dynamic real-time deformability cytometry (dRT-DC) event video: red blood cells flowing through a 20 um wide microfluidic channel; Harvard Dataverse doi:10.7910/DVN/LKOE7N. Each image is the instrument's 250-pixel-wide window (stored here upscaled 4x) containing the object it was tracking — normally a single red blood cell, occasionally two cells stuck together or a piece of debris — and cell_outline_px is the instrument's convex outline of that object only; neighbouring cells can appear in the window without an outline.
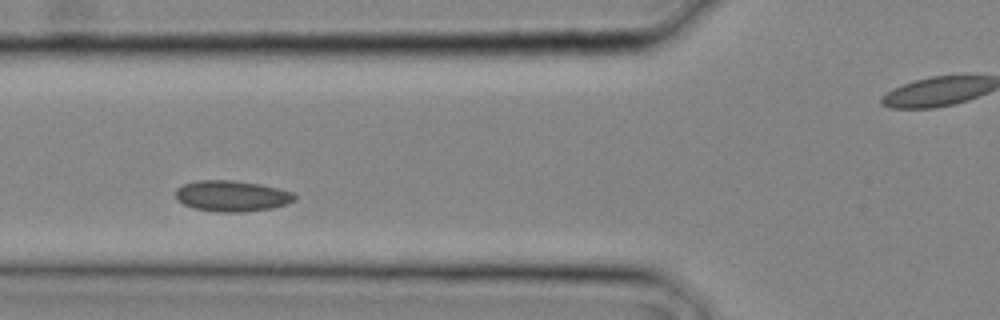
{"species": "common noctule bat (a hibernating species)", "species_latin": "Nyctalus noctula", "temperature_condition": "cold", "stored_images_in_passage": 13, "camera_frame_rate_fps": 3000, "um_per_image_px": 0.085, "animal": {"sex": "male", "body_mass_g": 20.4}, "frame": {"image": 1, "passage_image": 6, "time_ms": 1.667, "image_size_px": [1000, 320], "cell_outline_px": [[296, 200], [272, 208], [240, 212], [216, 212], [196, 208], [184, 204], [176, 200], [176, 188], [184, 184], [196, 180], [232, 180], [260, 184], [292, 192], [296, 196]], "centroid_in_image_um": [19.68, 16.65], "position_along_channel_um": 106.1, "area_um2": 21.33}}
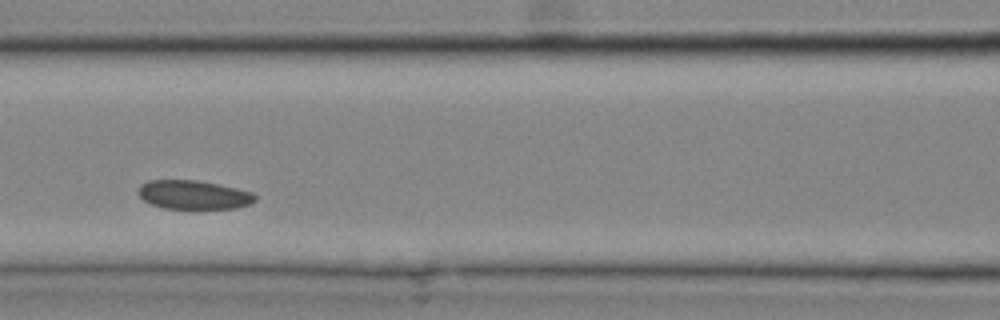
{"frame": {"image": 2, "passage_image": 8, "time_ms": 2.333, "image_size_px": [1000, 320], "cell_outline_px": [[256, 200], [248, 204], [236, 208], [164, 208], [152, 204], [144, 200], [136, 192], [140, 184], [148, 180], [196, 180], [220, 184], [252, 192], [256, 196]], "centroid_in_image_um": [16.43, 16.54], "position_along_channel_um": 150.2, "area_um2": 19.59}}
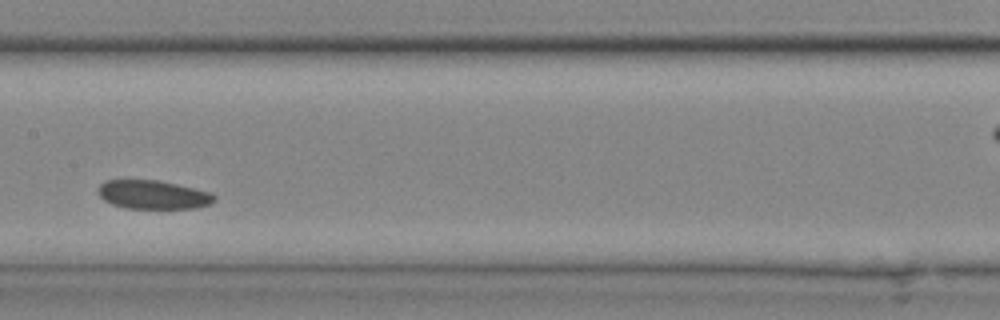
{"frame": {"image": 3, "passage_image": 10, "time_ms": 3.0, "image_size_px": [1000, 320], "cell_outline_px": [[216, 200], [208, 204], [196, 208], [124, 208], [112, 204], [104, 200], [96, 192], [96, 188], [104, 180], [156, 180], [176, 184], [212, 192], [216, 196]], "centroid_in_image_um": [12.98, 16.54], "position_along_channel_um": 194.4, "area_um2": 19.54}}